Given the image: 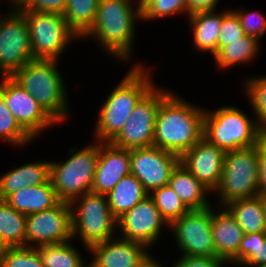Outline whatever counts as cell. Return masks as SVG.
Wrapping results in <instances>:
<instances>
[{
    "label": "cell",
    "instance_id": "74e56055",
    "mask_svg": "<svg viewBox=\"0 0 266 267\" xmlns=\"http://www.w3.org/2000/svg\"><path fill=\"white\" fill-rule=\"evenodd\" d=\"M239 18L240 24L247 36L261 40L266 33V17L258 11L244 12V10H232Z\"/></svg>",
    "mask_w": 266,
    "mask_h": 267
},
{
    "label": "cell",
    "instance_id": "8992f818",
    "mask_svg": "<svg viewBox=\"0 0 266 267\" xmlns=\"http://www.w3.org/2000/svg\"><path fill=\"white\" fill-rule=\"evenodd\" d=\"M66 161H50V181L60 201L73 199L91 191L99 158V141L83 148L72 147Z\"/></svg>",
    "mask_w": 266,
    "mask_h": 267
},
{
    "label": "cell",
    "instance_id": "f6af8a7d",
    "mask_svg": "<svg viewBox=\"0 0 266 267\" xmlns=\"http://www.w3.org/2000/svg\"><path fill=\"white\" fill-rule=\"evenodd\" d=\"M262 140L266 143V128L263 129V136H262Z\"/></svg>",
    "mask_w": 266,
    "mask_h": 267
},
{
    "label": "cell",
    "instance_id": "7dc6e473",
    "mask_svg": "<svg viewBox=\"0 0 266 267\" xmlns=\"http://www.w3.org/2000/svg\"><path fill=\"white\" fill-rule=\"evenodd\" d=\"M144 1H145V0H137L136 2L141 4V3L144 2Z\"/></svg>",
    "mask_w": 266,
    "mask_h": 267
},
{
    "label": "cell",
    "instance_id": "9a60e30c",
    "mask_svg": "<svg viewBox=\"0 0 266 267\" xmlns=\"http://www.w3.org/2000/svg\"><path fill=\"white\" fill-rule=\"evenodd\" d=\"M180 163V156L155 146L130 150V168L150 193L168 185L171 174Z\"/></svg>",
    "mask_w": 266,
    "mask_h": 267
},
{
    "label": "cell",
    "instance_id": "4dcf8cb0",
    "mask_svg": "<svg viewBox=\"0 0 266 267\" xmlns=\"http://www.w3.org/2000/svg\"><path fill=\"white\" fill-rule=\"evenodd\" d=\"M149 196L168 225L190 210L169 185L154 189Z\"/></svg>",
    "mask_w": 266,
    "mask_h": 267
},
{
    "label": "cell",
    "instance_id": "ffe728a7",
    "mask_svg": "<svg viewBox=\"0 0 266 267\" xmlns=\"http://www.w3.org/2000/svg\"><path fill=\"white\" fill-rule=\"evenodd\" d=\"M212 207V238L216 256L226 264L238 265V250L244 235L242 228L237 224L230 211Z\"/></svg>",
    "mask_w": 266,
    "mask_h": 267
},
{
    "label": "cell",
    "instance_id": "d4e9b609",
    "mask_svg": "<svg viewBox=\"0 0 266 267\" xmlns=\"http://www.w3.org/2000/svg\"><path fill=\"white\" fill-rule=\"evenodd\" d=\"M225 207L233 215L244 234L266 232L264 197L235 200L227 203Z\"/></svg>",
    "mask_w": 266,
    "mask_h": 267
},
{
    "label": "cell",
    "instance_id": "f1b7e54d",
    "mask_svg": "<svg viewBox=\"0 0 266 267\" xmlns=\"http://www.w3.org/2000/svg\"><path fill=\"white\" fill-rule=\"evenodd\" d=\"M71 242L36 247L44 267H89Z\"/></svg>",
    "mask_w": 266,
    "mask_h": 267
},
{
    "label": "cell",
    "instance_id": "2e32d148",
    "mask_svg": "<svg viewBox=\"0 0 266 267\" xmlns=\"http://www.w3.org/2000/svg\"><path fill=\"white\" fill-rule=\"evenodd\" d=\"M162 227L169 229L149 195L117 219L121 238L142 243L148 248L161 236Z\"/></svg>",
    "mask_w": 266,
    "mask_h": 267
},
{
    "label": "cell",
    "instance_id": "f35d334b",
    "mask_svg": "<svg viewBox=\"0 0 266 267\" xmlns=\"http://www.w3.org/2000/svg\"><path fill=\"white\" fill-rule=\"evenodd\" d=\"M66 4L67 0H20L16 7L20 11H34L63 15Z\"/></svg>",
    "mask_w": 266,
    "mask_h": 267
},
{
    "label": "cell",
    "instance_id": "484cf974",
    "mask_svg": "<svg viewBox=\"0 0 266 267\" xmlns=\"http://www.w3.org/2000/svg\"><path fill=\"white\" fill-rule=\"evenodd\" d=\"M149 193L134 175L123 177L115 187L106 194L112 215L118 219L125 212L141 202Z\"/></svg>",
    "mask_w": 266,
    "mask_h": 267
},
{
    "label": "cell",
    "instance_id": "7c38bea8",
    "mask_svg": "<svg viewBox=\"0 0 266 267\" xmlns=\"http://www.w3.org/2000/svg\"><path fill=\"white\" fill-rule=\"evenodd\" d=\"M212 206L192 209L169 225L182 255L217 257L212 238Z\"/></svg>",
    "mask_w": 266,
    "mask_h": 267
},
{
    "label": "cell",
    "instance_id": "603a6c76",
    "mask_svg": "<svg viewBox=\"0 0 266 267\" xmlns=\"http://www.w3.org/2000/svg\"><path fill=\"white\" fill-rule=\"evenodd\" d=\"M5 201L24 215L50 209L60 202L50 180L38 186L22 188Z\"/></svg>",
    "mask_w": 266,
    "mask_h": 267
},
{
    "label": "cell",
    "instance_id": "d6a6232c",
    "mask_svg": "<svg viewBox=\"0 0 266 267\" xmlns=\"http://www.w3.org/2000/svg\"><path fill=\"white\" fill-rule=\"evenodd\" d=\"M0 138L9 145L23 147L30 144L33 138L20 126L14 115L7 109V106L0 96Z\"/></svg>",
    "mask_w": 266,
    "mask_h": 267
},
{
    "label": "cell",
    "instance_id": "ba28073f",
    "mask_svg": "<svg viewBox=\"0 0 266 267\" xmlns=\"http://www.w3.org/2000/svg\"><path fill=\"white\" fill-rule=\"evenodd\" d=\"M258 160V145L225 153L223 174L214 191L220 202L214 208L259 196Z\"/></svg>",
    "mask_w": 266,
    "mask_h": 267
},
{
    "label": "cell",
    "instance_id": "cb8c5ba5",
    "mask_svg": "<svg viewBox=\"0 0 266 267\" xmlns=\"http://www.w3.org/2000/svg\"><path fill=\"white\" fill-rule=\"evenodd\" d=\"M168 185L190 209L210 207L207 193H212L180 162L173 170Z\"/></svg>",
    "mask_w": 266,
    "mask_h": 267
},
{
    "label": "cell",
    "instance_id": "5b68a950",
    "mask_svg": "<svg viewBox=\"0 0 266 267\" xmlns=\"http://www.w3.org/2000/svg\"><path fill=\"white\" fill-rule=\"evenodd\" d=\"M251 118L233 105L205 109L203 137L225 152L253 147L262 141L263 130Z\"/></svg>",
    "mask_w": 266,
    "mask_h": 267
},
{
    "label": "cell",
    "instance_id": "ee69618b",
    "mask_svg": "<svg viewBox=\"0 0 266 267\" xmlns=\"http://www.w3.org/2000/svg\"><path fill=\"white\" fill-rule=\"evenodd\" d=\"M7 247L3 244V242L0 239V255L1 253L6 249Z\"/></svg>",
    "mask_w": 266,
    "mask_h": 267
},
{
    "label": "cell",
    "instance_id": "4fadbf2b",
    "mask_svg": "<svg viewBox=\"0 0 266 267\" xmlns=\"http://www.w3.org/2000/svg\"><path fill=\"white\" fill-rule=\"evenodd\" d=\"M72 218L69 202L26 215L25 246L59 244L72 241Z\"/></svg>",
    "mask_w": 266,
    "mask_h": 267
},
{
    "label": "cell",
    "instance_id": "836d02e7",
    "mask_svg": "<svg viewBox=\"0 0 266 267\" xmlns=\"http://www.w3.org/2000/svg\"><path fill=\"white\" fill-rule=\"evenodd\" d=\"M245 95L249 98L254 118L259 127L266 128V76L249 77L245 82Z\"/></svg>",
    "mask_w": 266,
    "mask_h": 267
},
{
    "label": "cell",
    "instance_id": "277c9868",
    "mask_svg": "<svg viewBox=\"0 0 266 267\" xmlns=\"http://www.w3.org/2000/svg\"><path fill=\"white\" fill-rule=\"evenodd\" d=\"M58 60L34 59L26 63L12 78L38 102L56 122H63L69 113L67 89Z\"/></svg>",
    "mask_w": 266,
    "mask_h": 267
},
{
    "label": "cell",
    "instance_id": "7a4b0ae2",
    "mask_svg": "<svg viewBox=\"0 0 266 267\" xmlns=\"http://www.w3.org/2000/svg\"><path fill=\"white\" fill-rule=\"evenodd\" d=\"M132 1L99 0L95 22L83 36L94 37L110 57L125 62L131 61L136 22L141 20V4Z\"/></svg>",
    "mask_w": 266,
    "mask_h": 267
},
{
    "label": "cell",
    "instance_id": "44dd1931",
    "mask_svg": "<svg viewBox=\"0 0 266 267\" xmlns=\"http://www.w3.org/2000/svg\"><path fill=\"white\" fill-rule=\"evenodd\" d=\"M50 180V161H36L10 169L0 176V200L30 186H38Z\"/></svg>",
    "mask_w": 266,
    "mask_h": 267
},
{
    "label": "cell",
    "instance_id": "60d3db41",
    "mask_svg": "<svg viewBox=\"0 0 266 267\" xmlns=\"http://www.w3.org/2000/svg\"><path fill=\"white\" fill-rule=\"evenodd\" d=\"M259 196L266 198V143L258 144Z\"/></svg>",
    "mask_w": 266,
    "mask_h": 267
},
{
    "label": "cell",
    "instance_id": "7bdbcfd3",
    "mask_svg": "<svg viewBox=\"0 0 266 267\" xmlns=\"http://www.w3.org/2000/svg\"><path fill=\"white\" fill-rule=\"evenodd\" d=\"M155 258L149 254L137 267H162L160 261Z\"/></svg>",
    "mask_w": 266,
    "mask_h": 267
},
{
    "label": "cell",
    "instance_id": "6da1fadb",
    "mask_svg": "<svg viewBox=\"0 0 266 267\" xmlns=\"http://www.w3.org/2000/svg\"><path fill=\"white\" fill-rule=\"evenodd\" d=\"M204 112L171 92L157 111L153 146L181 157L203 137Z\"/></svg>",
    "mask_w": 266,
    "mask_h": 267
},
{
    "label": "cell",
    "instance_id": "e0dca14e",
    "mask_svg": "<svg viewBox=\"0 0 266 267\" xmlns=\"http://www.w3.org/2000/svg\"><path fill=\"white\" fill-rule=\"evenodd\" d=\"M225 153L202 137L180 157V162L213 193L223 174Z\"/></svg>",
    "mask_w": 266,
    "mask_h": 267
},
{
    "label": "cell",
    "instance_id": "4316f807",
    "mask_svg": "<svg viewBox=\"0 0 266 267\" xmlns=\"http://www.w3.org/2000/svg\"><path fill=\"white\" fill-rule=\"evenodd\" d=\"M260 41L251 36H245L237 41L231 42L221 48L214 56L215 65L220 69H228L240 63H249L259 53Z\"/></svg>",
    "mask_w": 266,
    "mask_h": 267
},
{
    "label": "cell",
    "instance_id": "bcb514c9",
    "mask_svg": "<svg viewBox=\"0 0 266 267\" xmlns=\"http://www.w3.org/2000/svg\"><path fill=\"white\" fill-rule=\"evenodd\" d=\"M3 1V0H2ZM8 1H11V5L13 4V6H16L17 3L20 1V0H8Z\"/></svg>",
    "mask_w": 266,
    "mask_h": 267
},
{
    "label": "cell",
    "instance_id": "d590c367",
    "mask_svg": "<svg viewBox=\"0 0 266 267\" xmlns=\"http://www.w3.org/2000/svg\"><path fill=\"white\" fill-rule=\"evenodd\" d=\"M0 267H44L37 248L7 247L0 255Z\"/></svg>",
    "mask_w": 266,
    "mask_h": 267
},
{
    "label": "cell",
    "instance_id": "b9f144b4",
    "mask_svg": "<svg viewBox=\"0 0 266 267\" xmlns=\"http://www.w3.org/2000/svg\"><path fill=\"white\" fill-rule=\"evenodd\" d=\"M219 0H187L188 16L199 11H213Z\"/></svg>",
    "mask_w": 266,
    "mask_h": 267
},
{
    "label": "cell",
    "instance_id": "f546056e",
    "mask_svg": "<svg viewBox=\"0 0 266 267\" xmlns=\"http://www.w3.org/2000/svg\"><path fill=\"white\" fill-rule=\"evenodd\" d=\"M99 0H67L63 16L69 27L81 38L92 28Z\"/></svg>",
    "mask_w": 266,
    "mask_h": 267
},
{
    "label": "cell",
    "instance_id": "1f68e13d",
    "mask_svg": "<svg viewBox=\"0 0 266 267\" xmlns=\"http://www.w3.org/2000/svg\"><path fill=\"white\" fill-rule=\"evenodd\" d=\"M265 264L266 232L244 234L238 250V265L258 267Z\"/></svg>",
    "mask_w": 266,
    "mask_h": 267
},
{
    "label": "cell",
    "instance_id": "8fae6325",
    "mask_svg": "<svg viewBox=\"0 0 266 267\" xmlns=\"http://www.w3.org/2000/svg\"><path fill=\"white\" fill-rule=\"evenodd\" d=\"M154 85L138 102L123 129L110 142L124 149L153 146L155 119L161 102L172 92Z\"/></svg>",
    "mask_w": 266,
    "mask_h": 267
},
{
    "label": "cell",
    "instance_id": "3957f363",
    "mask_svg": "<svg viewBox=\"0 0 266 267\" xmlns=\"http://www.w3.org/2000/svg\"><path fill=\"white\" fill-rule=\"evenodd\" d=\"M150 68L133 64L99 109L95 141L111 142L123 129L135 106L155 85Z\"/></svg>",
    "mask_w": 266,
    "mask_h": 267
},
{
    "label": "cell",
    "instance_id": "8d00e7d4",
    "mask_svg": "<svg viewBox=\"0 0 266 267\" xmlns=\"http://www.w3.org/2000/svg\"><path fill=\"white\" fill-rule=\"evenodd\" d=\"M245 36L246 34L240 24V20L232 9L223 11V22L218 37V51L226 45L231 44V42L237 41Z\"/></svg>",
    "mask_w": 266,
    "mask_h": 267
},
{
    "label": "cell",
    "instance_id": "ac0fdd59",
    "mask_svg": "<svg viewBox=\"0 0 266 267\" xmlns=\"http://www.w3.org/2000/svg\"><path fill=\"white\" fill-rule=\"evenodd\" d=\"M93 259L89 267H137L148 255L146 245L120 236L88 248Z\"/></svg>",
    "mask_w": 266,
    "mask_h": 267
},
{
    "label": "cell",
    "instance_id": "30bf717a",
    "mask_svg": "<svg viewBox=\"0 0 266 267\" xmlns=\"http://www.w3.org/2000/svg\"><path fill=\"white\" fill-rule=\"evenodd\" d=\"M11 11V12H10ZM0 16V73L12 77L26 63L34 60L25 15L12 5Z\"/></svg>",
    "mask_w": 266,
    "mask_h": 267
},
{
    "label": "cell",
    "instance_id": "e575fe53",
    "mask_svg": "<svg viewBox=\"0 0 266 267\" xmlns=\"http://www.w3.org/2000/svg\"><path fill=\"white\" fill-rule=\"evenodd\" d=\"M187 13V0H145L141 3L143 21L161 19L175 14Z\"/></svg>",
    "mask_w": 266,
    "mask_h": 267
},
{
    "label": "cell",
    "instance_id": "9c48e42d",
    "mask_svg": "<svg viewBox=\"0 0 266 267\" xmlns=\"http://www.w3.org/2000/svg\"><path fill=\"white\" fill-rule=\"evenodd\" d=\"M21 12L26 17L33 59L59 61L72 40L80 39L62 14Z\"/></svg>",
    "mask_w": 266,
    "mask_h": 267
},
{
    "label": "cell",
    "instance_id": "52a82bcc",
    "mask_svg": "<svg viewBox=\"0 0 266 267\" xmlns=\"http://www.w3.org/2000/svg\"><path fill=\"white\" fill-rule=\"evenodd\" d=\"M72 238H80L84 247L115 238L117 219L112 215L107 196L93 191L70 202Z\"/></svg>",
    "mask_w": 266,
    "mask_h": 267
},
{
    "label": "cell",
    "instance_id": "83f0119b",
    "mask_svg": "<svg viewBox=\"0 0 266 267\" xmlns=\"http://www.w3.org/2000/svg\"><path fill=\"white\" fill-rule=\"evenodd\" d=\"M26 215L0 200V239L6 247L25 246Z\"/></svg>",
    "mask_w": 266,
    "mask_h": 267
},
{
    "label": "cell",
    "instance_id": "7402d4cb",
    "mask_svg": "<svg viewBox=\"0 0 266 267\" xmlns=\"http://www.w3.org/2000/svg\"><path fill=\"white\" fill-rule=\"evenodd\" d=\"M193 33V47L214 56L218 52V37L223 22V11H199L188 16Z\"/></svg>",
    "mask_w": 266,
    "mask_h": 267
},
{
    "label": "cell",
    "instance_id": "d6986e66",
    "mask_svg": "<svg viewBox=\"0 0 266 267\" xmlns=\"http://www.w3.org/2000/svg\"><path fill=\"white\" fill-rule=\"evenodd\" d=\"M129 174L130 150L116 147L110 142H99V158L91 191L106 195Z\"/></svg>",
    "mask_w": 266,
    "mask_h": 267
},
{
    "label": "cell",
    "instance_id": "5bb4252c",
    "mask_svg": "<svg viewBox=\"0 0 266 267\" xmlns=\"http://www.w3.org/2000/svg\"><path fill=\"white\" fill-rule=\"evenodd\" d=\"M0 96L20 126L34 140L39 137L41 131L56 126L57 123L41 108L31 94L12 77H1Z\"/></svg>",
    "mask_w": 266,
    "mask_h": 267
},
{
    "label": "cell",
    "instance_id": "c3c4849f",
    "mask_svg": "<svg viewBox=\"0 0 266 267\" xmlns=\"http://www.w3.org/2000/svg\"><path fill=\"white\" fill-rule=\"evenodd\" d=\"M265 220H266V198H265Z\"/></svg>",
    "mask_w": 266,
    "mask_h": 267
},
{
    "label": "cell",
    "instance_id": "ab89813d",
    "mask_svg": "<svg viewBox=\"0 0 266 267\" xmlns=\"http://www.w3.org/2000/svg\"><path fill=\"white\" fill-rule=\"evenodd\" d=\"M225 262L218 257H192L181 255L173 267H223Z\"/></svg>",
    "mask_w": 266,
    "mask_h": 267
}]
</instances>
